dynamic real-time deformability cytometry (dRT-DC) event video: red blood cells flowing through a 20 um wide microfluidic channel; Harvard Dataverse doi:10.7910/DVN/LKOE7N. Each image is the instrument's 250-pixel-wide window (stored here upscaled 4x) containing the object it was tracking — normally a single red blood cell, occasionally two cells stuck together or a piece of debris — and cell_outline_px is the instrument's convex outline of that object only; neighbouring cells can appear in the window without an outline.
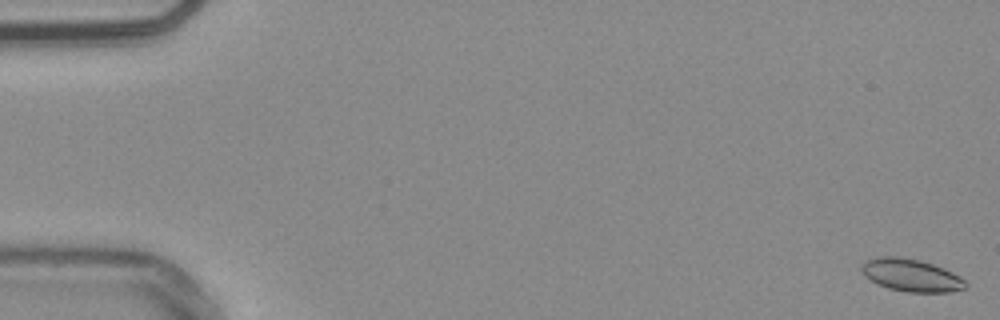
{"species": "common noctule bat (a hibernating species)", "species_latin": "Nyctalus noctula", "temperature_condition": "warm", "stored_images_in_passage": 54, "camera_frame_rate_fps": 3000, "um_per_image_px": 0.085, "animal": {"sex": "male", "body_mass_g": 20.4}, "frame": {"image": 1, "passage_image": 1, "time_ms": 0.0, "image_size_px": [1000, 320], "cell_outline_px": [[968, 284], [964, 288], [952, 292], [908, 292], [888, 288], [876, 284], [864, 276], [860, 272], [860, 268], [868, 260], [880, 256], [900, 256], [920, 260], [944, 268], [960, 276]], "centroid_in_image_um": [77.44, 23.39], "position_along_channel_um": 7.6, "area_um2": 19.83}}
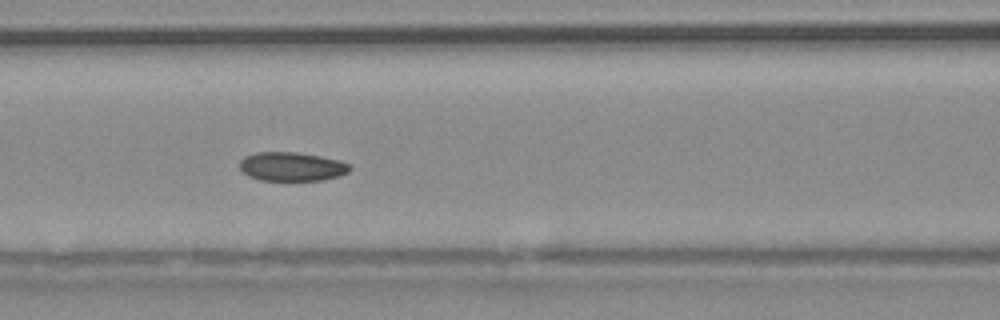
{"frame": {"image": 2, "passage_image": 24, "time_ms": 7.667, "image_size_px": [1000, 320], "cell_outline_px": [[352, 168], [348, 172], [340, 176], [324, 180], [260, 180], [248, 176], [240, 168], [240, 160], [244, 156], [256, 152], [296, 152], [320, 156], [340, 160], [352, 164]], "centroid_in_image_um": [24.84, 14.15], "position_along_channel_um": 141.8, "area_um2": 18.73}}
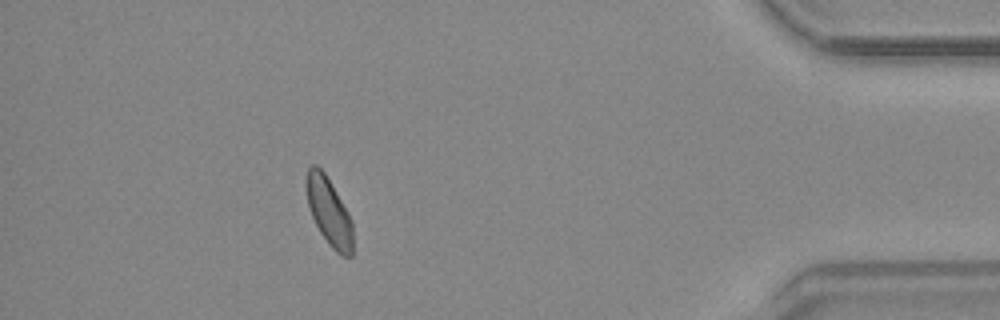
{"frame": {"image": 3, "passage_image": 49, "time_ms": 16.0, "image_size_px": [1000, 320], "cell_outline_px": [[352, 256], [340, 256], [328, 244], [320, 232], [312, 216], [308, 204], [304, 184], [308, 168], [312, 164], [316, 164], [324, 172], [348, 212], [352, 220]], "centroid_in_image_um": [27.94, 17.98], "position_along_channel_um": 407.3, "area_um2": 18.38}, "authors_computed_cell_mechanics": {"area_um2": 19.1318, "velocity_mm_per_s": 3.7779, "shape_relaxation_time_tau1_ms": null, "shape_relaxation_time_tau2_ms": 9.8688, "deformation_change_tau1": null, "deformation_change_tau2": 0.1161}}